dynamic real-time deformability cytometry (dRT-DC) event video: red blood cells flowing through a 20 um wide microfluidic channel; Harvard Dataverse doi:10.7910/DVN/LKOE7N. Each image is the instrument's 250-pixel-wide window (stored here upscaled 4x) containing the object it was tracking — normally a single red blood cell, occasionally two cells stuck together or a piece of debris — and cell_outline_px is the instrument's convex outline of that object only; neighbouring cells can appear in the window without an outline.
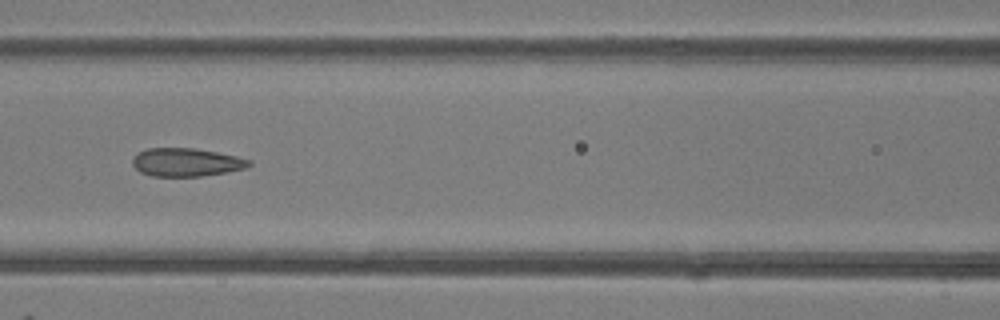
{"species": "common noctule bat (a hibernating species)", "species_latin": "Nyctalus noctula", "temperature_condition": "room temperature", "stored_images_in_passage": 49, "camera_frame_rate_fps": 3000, "um_per_image_px": 0.085, "animal": {"sex": "female"}, "frame": {"image": 1, "passage_image": 22, "time_ms": 7.0, "image_size_px": [1000, 320], "cell_outline_px": [[252, 164], [248, 168], [200, 176], [152, 176], [140, 172], [132, 164], [132, 160], [140, 152], [148, 148], [192, 148], [216, 152], [236, 156], [252, 160]], "centroid_in_image_um": [15.86, 13.79], "position_along_channel_um": 150.7, "area_um2": 19.02}}
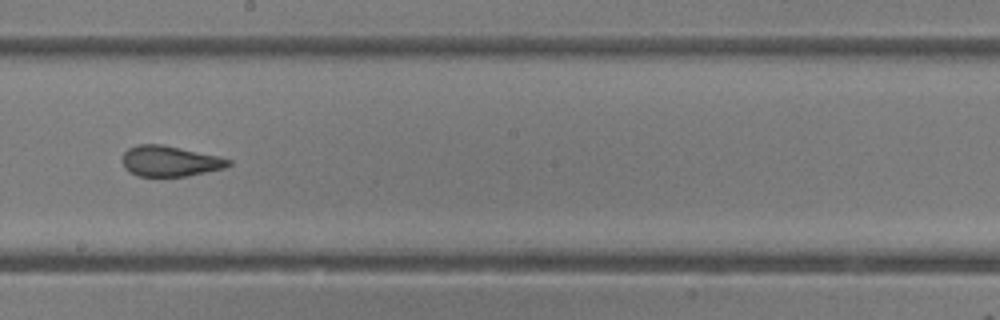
{"frame": {"image": 2, "passage_image": 28, "time_ms": 9.0, "image_size_px": [1000, 320], "cell_outline_px": [[232, 164], [224, 168], [188, 176], [140, 176], [128, 172], [124, 168], [120, 160], [124, 152], [128, 148], [136, 144], [164, 144], [220, 156], [232, 160]], "centroid_in_image_um": [14.42, 13.68], "position_along_channel_um": 233.8, "area_um2": 19.31}, "authors_computed_cell_mechanics": {"area_um2": 21.386, "velocity_mm_per_s": 4.1696, "shape_relaxation_time_tau1_ms": 6.2991, "shape_relaxation_time_tau2_ms": 1.1947, "deformation_change_tau1": 0.1928, "deformation_change_tau2": 0.0772}}